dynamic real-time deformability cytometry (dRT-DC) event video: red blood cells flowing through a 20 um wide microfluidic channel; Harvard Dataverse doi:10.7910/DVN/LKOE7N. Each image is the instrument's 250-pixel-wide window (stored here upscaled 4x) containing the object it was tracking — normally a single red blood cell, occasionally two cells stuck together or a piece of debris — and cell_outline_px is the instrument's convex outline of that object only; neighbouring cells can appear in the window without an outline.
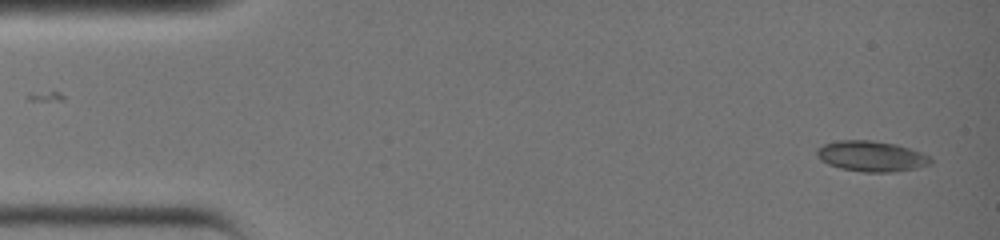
{"species": "common noctule bat (a hibernating species)", "species_latin": "Nyctalus noctula", "temperature_condition": "warm", "stored_images_in_passage": 36, "camera_frame_rate_fps": 3000, "um_per_image_px": 0.085, "animal": {"sex": "female", "body_mass_g": 19.0, "forearm_length_mm": 51.5}, "frame": {"image": 1, "passage_image": 1, "time_ms": 0.0, "image_size_px": [1000, 240], "cell_outline_px": [[932, 160], [928, 164], [916, 168], [892, 172], [860, 172], [840, 168], [828, 164], [820, 160], [816, 152], [824, 144], [840, 140], [868, 140], [892, 144], [908, 148], [920, 152], [928, 156]], "centroid_in_image_um": [74.03, 13.29], "position_along_channel_um": 11.0, "area_um2": 19.88}}
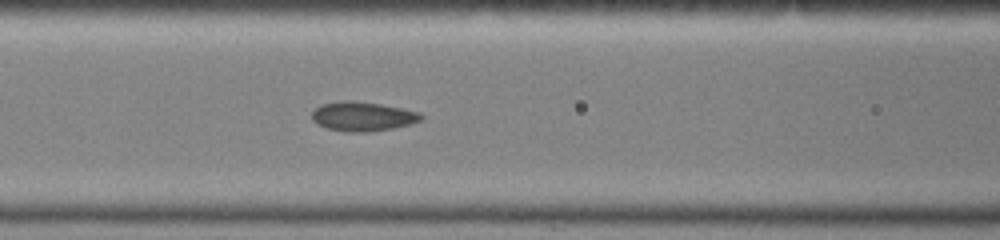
{"frame": {"image": 2, "passage_image": 15, "time_ms": 4.667, "image_size_px": [1000, 240], "cell_outline_px": [[424, 116], [420, 120], [408, 124], [392, 128], [368, 132], [348, 132], [328, 128], [316, 124], [312, 120], [312, 112], [320, 104], [344, 100], [348, 100], [380, 104], [420, 112]], "centroid_in_image_um": [30.79, 9.89], "position_along_channel_um": 135.8, "area_um2": 18.5}}
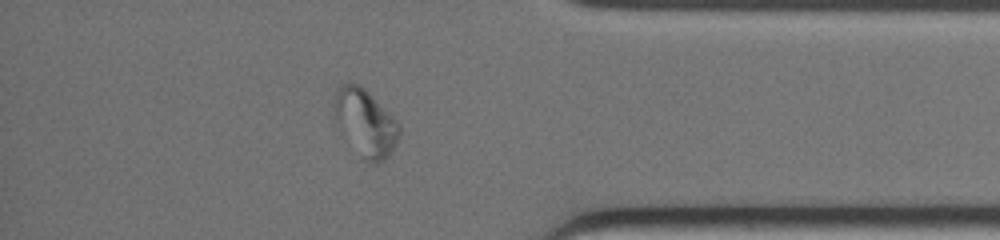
{"frame": {"image": 3, "passage_image": 31, "time_ms": 10.0, "image_size_px": [1000, 240], "cell_outline_px": [[400, 136], [396, 144], [388, 156], [384, 160], [372, 164], [364, 160], [340, 132], [336, 120], [332, 104], [336, 88], [340, 84], [360, 84], [400, 124]], "centroid_in_image_um": [31.03, 10.44], "position_along_channel_um": 404.2, "area_um2": 25.43}}